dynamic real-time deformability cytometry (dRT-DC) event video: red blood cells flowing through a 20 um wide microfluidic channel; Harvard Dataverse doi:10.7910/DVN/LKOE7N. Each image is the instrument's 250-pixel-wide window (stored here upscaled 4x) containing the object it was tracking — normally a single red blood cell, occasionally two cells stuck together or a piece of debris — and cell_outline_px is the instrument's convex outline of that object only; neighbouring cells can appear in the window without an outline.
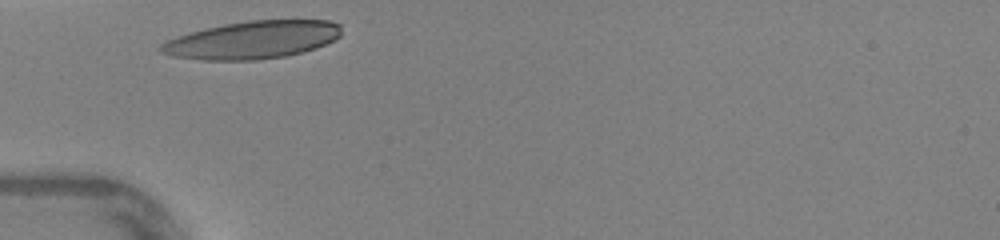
{"species": "human", "species_latin": "Homo sapiens", "temperature_condition": "warm", "stored_images_in_passage": 23, "camera_frame_rate_fps": 3000, "um_per_image_px": 0.085, "donor": {"sex": "female"}, "frame": {"image": 1, "passage_image": 1, "time_ms": 0.0, "image_size_px": [1000, 240], "cell_outline_px": [[340, 36], [316, 48], [284, 56], [256, 60], [204, 60], [172, 56], [160, 52], [160, 44], [176, 36], [188, 32], [204, 28], [224, 24], [248, 20], [328, 20], [340, 24]], "centroid_in_image_um": [21.42, 3.38], "position_along_channel_um": 63.6, "area_um2": 39.59}}
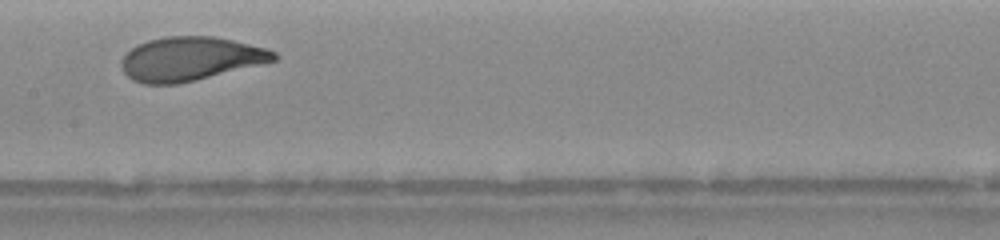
{"frame": {"image": 2, "passage_image": 10, "time_ms": 3.0, "image_size_px": [1000, 240], "cell_outline_px": [[280, 56], [276, 60], [180, 84], [144, 84], [132, 80], [124, 72], [120, 64], [120, 60], [136, 44], [148, 40], [164, 36], [212, 36], [232, 40], [268, 48], [276, 52]], "centroid_in_image_um": [16.16, 4.99], "position_along_channel_um": 191.2, "area_um2": 39.02}}
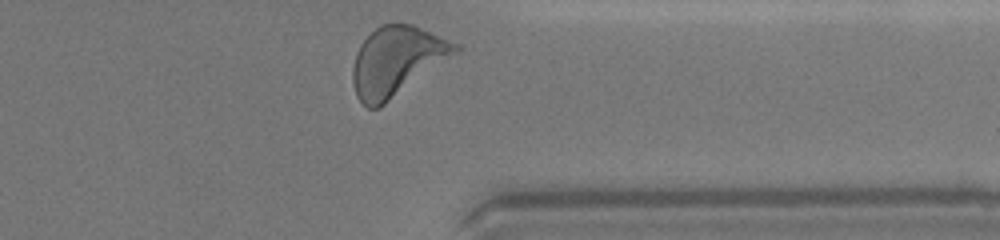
{"frame": {"image": 3, "passage_image": 23, "time_ms": 7.333, "image_size_px": [1000, 240], "cell_outline_px": [[464, 48], [380, 108], [368, 108], [356, 96], [352, 80], [352, 68], [356, 52], [360, 44], [380, 24], [412, 24], [460, 44]], "centroid_in_image_um": [33.73, 5.2], "position_along_channel_um": 377.7, "area_um2": 41.38}, "authors_computed_cell_mechanics": {"area_um2": 38.8994, "velocity_mm_per_s": 4.347, "shape_relaxation_time_tau1_ms": 2.3847, "shape_relaxation_time_tau2_ms": null, "deformation_change_tau1": 0.1489, "deformation_change_tau2": null}}